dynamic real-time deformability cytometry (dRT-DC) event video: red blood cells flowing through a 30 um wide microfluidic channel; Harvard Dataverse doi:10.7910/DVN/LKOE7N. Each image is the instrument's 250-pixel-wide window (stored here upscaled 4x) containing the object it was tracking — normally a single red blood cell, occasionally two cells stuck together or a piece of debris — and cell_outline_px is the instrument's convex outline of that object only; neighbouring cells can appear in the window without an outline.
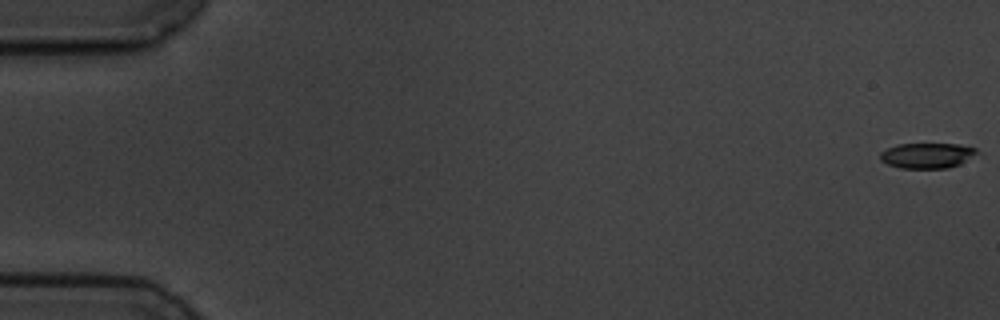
{"species": "common noctule bat (a hibernating species)", "species_latin": "Nyctalus noctula", "temperature_condition": "cold", "stored_images_in_passage": 6, "camera_frame_rate_fps": 3000, "um_per_image_px": 0.085, "animal": {"sex": "male", "body_mass_g": 19.5, "forearm_length_mm": 54.6}, "frame": {"image": 1, "passage_image": 1, "time_ms": 0.0, "image_size_px": [1000, 320], "cell_outline_px": [[980, 152], [960, 164], [948, 168], [900, 168], [888, 164], [880, 160], [880, 152], [896, 144], [956, 144], [976, 148]], "centroid_in_image_um": [78.8, 13.22], "position_along_channel_um": 6.2, "area_um2": 14.28}}
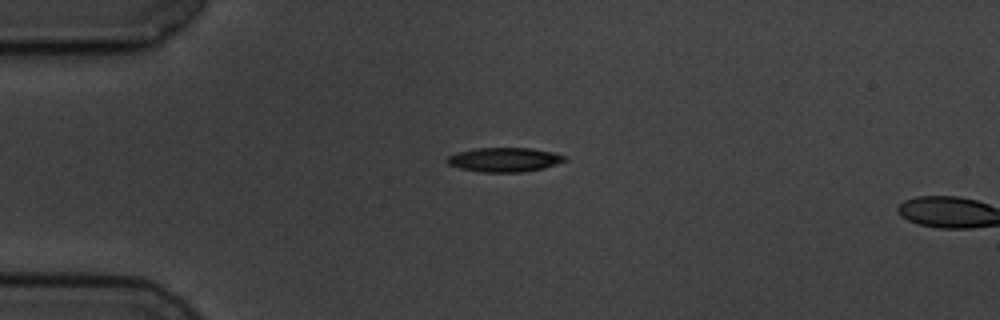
{"frame": {"image": 2, "passage_image": 5, "time_ms": 4.667, "image_size_px": [1000, 320], "cell_outline_px": [[568, 160], [544, 168], [520, 172], [480, 172], [460, 168], [448, 164], [444, 160], [448, 156], [456, 152], [476, 148], [532, 148], [552, 152], [564, 156]], "centroid_in_image_um": [42.84, 13.57], "position_along_channel_um": 42.2, "area_um2": 16.65}}